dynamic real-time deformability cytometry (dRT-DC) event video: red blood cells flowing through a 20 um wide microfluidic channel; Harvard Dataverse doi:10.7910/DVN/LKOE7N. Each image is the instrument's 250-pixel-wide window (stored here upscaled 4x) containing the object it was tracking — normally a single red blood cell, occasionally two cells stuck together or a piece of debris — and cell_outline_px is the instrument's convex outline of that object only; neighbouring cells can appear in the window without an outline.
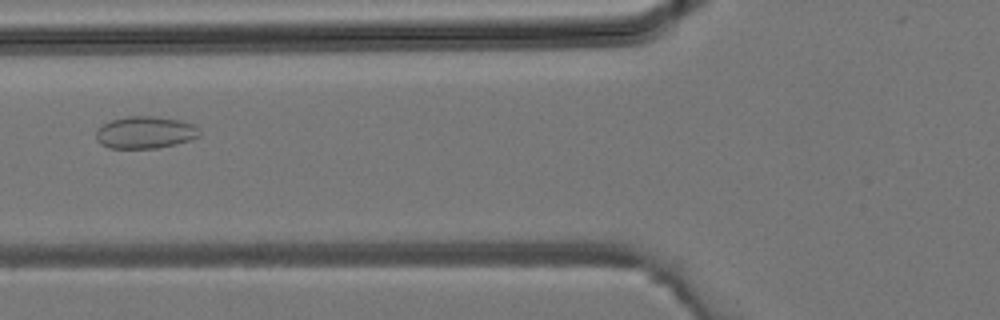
{"species": "common noctule bat (a hibernating species)", "species_latin": "Nyctalus noctula", "temperature_condition": "room temperature", "stored_images_in_passage": 25, "camera_frame_rate_fps": 3000, "um_per_image_px": 0.085, "animal": {"sex": "male", "body_mass_g": 19.2, "forearm_length_mm": 51.8}, "frame": {"image": 1, "passage_image": 7, "time_ms": 2.0, "image_size_px": [1000, 320], "cell_outline_px": [[200, 136], [176, 144], [156, 148], [108, 148], [100, 144], [96, 140], [96, 128], [112, 120], [128, 116], [152, 116], [180, 120], [192, 124], [200, 128]], "centroid_in_image_um": [12.32, 11.26], "position_along_channel_um": 113.5, "area_um2": 19.42}}
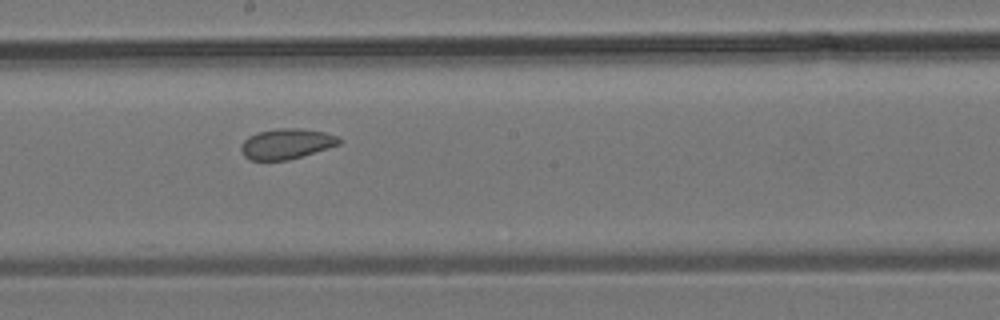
{"frame": {"image": 2, "passage_image": 13, "time_ms": 4.0, "image_size_px": [1000, 320], "cell_outline_px": [[344, 140], [340, 144], [328, 148], [288, 160], [252, 160], [244, 156], [240, 148], [240, 144], [248, 136], [256, 132], [276, 128], [296, 128], [324, 132], [336, 136]], "centroid_in_image_um": [24.33, 12.21], "position_along_channel_um": 223.9, "area_um2": 17.4}}
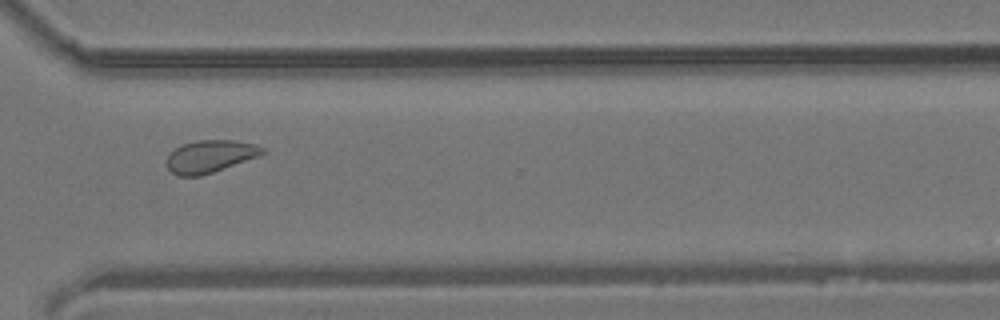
{"frame": {"image": 3, "passage_image": 20, "time_ms": 6.333, "image_size_px": [1000, 320], "cell_outline_px": [[264, 152], [260, 156], [200, 176], [180, 176], [172, 172], [168, 168], [168, 156], [180, 144], [196, 140], [232, 140], [256, 144], [264, 148]], "centroid_in_image_um": [17.87, 13.28], "position_along_channel_um": 352.7, "area_um2": 17.92}}